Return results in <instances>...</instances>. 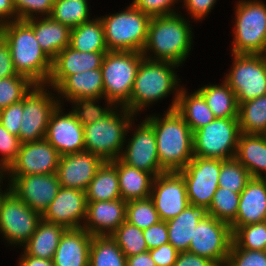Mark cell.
Segmentation results:
<instances>
[{
    "label": "cell",
    "instance_id": "6f0895ef",
    "mask_svg": "<svg viewBox=\"0 0 266 266\" xmlns=\"http://www.w3.org/2000/svg\"><path fill=\"white\" fill-rule=\"evenodd\" d=\"M17 20L14 0H0V26Z\"/></svg>",
    "mask_w": 266,
    "mask_h": 266
},
{
    "label": "cell",
    "instance_id": "9c48e42d",
    "mask_svg": "<svg viewBox=\"0 0 266 266\" xmlns=\"http://www.w3.org/2000/svg\"><path fill=\"white\" fill-rule=\"evenodd\" d=\"M3 186L0 177V234L5 245L20 249L35 232L42 216Z\"/></svg>",
    "mask_w": 266,
    "mask_h": 266
},
{
    "label": "cell",
    "instance_id": "ba28073f",
    "mask_svg": "<svg viewBox=\"0 0 266 266\" xmlns=\"http://www.w3.org/2000/svg\"><path fill=\"white\" fill-rule=\"evenodd\" d=\"M144 56L136 51H107L101 70L103 97L114 106L124 107L130 100L136 74Z\"/></svg>",
    "mask_w": 266,
    "mask_h": 266
},
{
    "label": "cell",
    "instance_id": "74e56055",
    "mask_svg": "<svg viewBox=\"0 0 266 266\" xmlns=\"http://www.w3.org/2000/svg\"><path fill=\"white\" fill-rule=\"evenodd\" d=\"M90 6L81 0H55L50 17L71 29L92 18Z\"/></svg>",
    "mask_w": 266,
    "mask_h": 266
},
{
    "label": "cell",
    "instance_id": "cb8c5ba5",
    "mask_svg": "<svg viewBox=\"0 0 266 266\" xmlns=\"http://www.w3.org/2000/svg\"><path fill=\"white\" fill-rule=\"evenodd\" d=\"M266 221V181L252 177L240 193L236 219L230 224L232 233L239 227Z\"/></svg>",
    "mask_w": 266,
    "mask_h": 266
},
{
    "label": "cell",
    "instance_id": "d6986e66",
    "mask_svg": "<svg viewBox=\"0 0 266 266\" xmlns=\"http://www.w3.org/2000/svg\"><path fill=\"white\" fill-rule=\"evenodd\" d=\"M64 110L63 105H58L51 113L45 136L60 156L85 151L83 125Z\"/></svg>",
    "mask_w": 266,
    "mask_h": 266
},
{
    "label": "cell",
    "instance_id": "681fc988",
    "mask_svg": "<svg viewBox=\"0 0 266 266\" xmlns=\"http://www.w3.org/2000/svg\"><path fill=\"white\" fill-rule=\"evenodd\" d=\"M179 3L181 0H132L131 4L150 17H158L179 13Z\"/></svg>",
    "mask_w": 266,
    "mask_h": 266
},
{
    "label": "cell",
    "instance_id": "5b68a950",
    "mask_svg": "<svg viewBox=\"0 0 266 266\" xmlns=\"http://www.w3.org/2000/svg\"><path fill=\"white\" fill-rule=\"evenodd\" d=\"M136 117L125 107L115 106L99 121L83 126L85 151L104 161L119 159L125 143L128 127Z\"/></svg>",
    "mask_w": 266,
    "mask_h": 266
},
{
    "label": "cell",
    "instance_id": "91938a15",
    "mask_svg": "<svg viewBox=\"0 0 266 266\" xmlns=\"http://www.w3.org/2000/svg\"><path fill=\"white\" fill-rule=\"evenodd\" d=\"M126 266H156L150 252L146 251L137 255L126 257Z\"/></svg>",
    "mask_w": 266,
    "mask_h": 266
},
{
    "label": "cell",
    "instance_id": "e0dca14e",
    "mask_svg": "<svg viewBox=\"0 0 266 266\" xmlns=\"http://www.w3.org/2000/svg\"><path fill=\"white\" fill-rule=\"evenodd\" d=\"M150 199L162 221L178 216L190 205L186 185L178 172H165L154 178Z\"/></svg>",
    "mask_w": 266,
    "mask_h": 266
},
{
    "label": "cell",
    "instance_id": "94428289",
    "mask_svg": "<svg viewBox=\"0 0 266 266\" xmlns=\"http://www.w3.org/2000/svg\"><path fill=\"white\" fill-rule=\"evenodd\" d=\"M81 1H84V2H86V3H90L89 0H81Z\"/></svg>",
    "mask_w": 266,
    "mask_h": 266
},
{
    "label": "cell",
    "instance_id": "ab89813d",
    "mask_svg": "<svg viewBox=\"0 0 266 266\" xmlns=\"http://www.w3.org/2000/svg\"><path fill=\"white\" fill-rule=\"evenodd\" d=\"M126 257L137 255L148 250L143 229L125 221L110 235Z\"/></svg>",
    "mask_w": 266,
    "mask_h": 266
},
{
    "label": "cell",
    "instance_id": "d4e9b609",
    "mask_svg": "<svg viewBox=\"0 0 266 266\" xmlns=\"http://www.w3.org/2000/svg\"><path fill=\"white\" fill-rule=\"evenodd\" d=\"M92 238L84 228L67 229L53 256L54 266H89Z\"/></svg>",
    "mask_w": 266,
    "mask_h": 266
},
{
    "label": "cell",
    "instance_id": "277c9868",
    "mask_svg": "<svg viewBox=\"0 0 266 266\" xmlns=\"http://www.w3.org/2000/svg\"><path fill=\"white\" fill-rule=\"evenodd\" d=\"M0 35L9 45L15 71L34 84H47L52 59L40 47L33 28L25 20H15L1 25Z\"/></svg>",
    "mask_w": 266,
    "mask_h": 266
},
{
    "label": "cell",
    "instance_id": "680465c9",
    "mask_svg": "<svg viewBox=\"0 0 266 266\" xmlns=\"http://www.w3.org/2000/svg\"><path fill=\"white\" fill-rule=\"evenodd\" d=\"M17 266H54L52 259H43L27 255L21 250Z\"/></svg>",
    "mask_w": 266,
    "mask_h": 266
},
{
    "label": "cell",
    "instance_id": "7402d4cb",
    "mask_svg": "<svg viewBox=\"0 0 266 266\" xmlns=\"http://www.w3.org/2000/svg\"><path fill=\"white\" fill-rule=\"evenodd\" d=\"M127 201L122 198L87 202L86 218L82 228L92 236H110L126 221Z\"/></svg>",
    "mask_w": 266,
    "mask_h": 266
},
{
    "label": "cell",
    "instance_id": "f1b7e54d",
    "mask_svg": "<svg viewBox=\"0 0 266 266\" xmlns=\"http://www.w3.org/2000/svg\"><path fill=\"white\" fill-rule=\"evenodd\" d=\"M235 159L254 178L266 177V135L240 133Z\"/></svg>",
    "mask_w": 266,
    "mask_h": 266
},
{
    "label": "cell",
    "instance_id": "11a10c76",
    "mask_svg": "<svg viewBox=\"0 0 266 266\" xmlns=\"http://www.w3.org/2000/svg\"><path fill=\"white\" fill-rule=\"evenodd\" d=\"M16 74L9 45L0 35V79L12 77Z\"/></svg>",
    "mask_w": 266,
    "mask_h": 266
},
{
    "label": "cell",
    "instance_id": "ac0fdd59",
    "mask_svg": "<svg viewBox=\"0 0 266 266\" xmlns=\"http://www.w3.org/2000/svg\"><path fill=\"white\" fill-rule=\"evenodd\" d=\"M60 155L45 139L21 143L15 161L2 175L54 174Z\"/></svg>",
    "mask_w": 266,
    "mask_h": 266
},
{
    "label": "cell",
    "instance_id": "9a60e30c",
    "mask_svg": "<svg viewBox=\"0 0 266 266\" xmlns=\"http://www.w3.org/2000/svg\"><path fill=\"white\" fill-rule=\"evenodd\" d=\"M221 160L194 156L178 173L183 177L189 203L209 208L218 189Z\"/></svg>",
    "mask_w": 266,
    "mask_h": 266
},
{
    "label": "cell",
    "instance_id": "f6af8a7d",
    "mask_svg": "<svg viewBox=\"0 0 266 266\" xmlns=\"http://www.w3.org/2000/svg\"><path fill=\"white\" fill-rule=\"evenodd\" d=\"M233 243L246 250L266 249V221L237 228L232 233Z\"/></svg>",
    "mask_w": 266,
    "mask_h": 266
},
{
    "label": "cell",
    "instance_id": "7c38bea8",
    "mask_svg": "<svg viewBox=\"0 0 266 266\" xmlns=\"http://www.w3.org/2000/svg\"><path fill=\"white\" fill-rule=\"evenodd\" d=\"M55 93V89L46 84H35L24 96L19 131L21 143L45 138L51 113L59 105Z\"/></svg>",
    "mask_w": 266,
    "mask_h": 266
},
{
    "label": "cell",
    "instance_id": "52a82bcc",
    "mask_svg": "<svg viewBox=\"0 0 266 266\" xmlns=\"http://www.w3.org/2000/svg\"><path fill=\"white\" fill-rule=\"evenodd\" d=\"M108 51L142 52L151 17L131 3L121 11L100 16Z\"/></svg>",
    "mask_w": 266,
    "mask_h": 266
},
{
    "label": "cell",
    "instance_id": "484cf974",
    "mask_svg": "<svg viewBox=\"0 0 266 266\" xmlns=\"http://www.w3.org/2000/svg\"><path fill=\"white\" fill-rule=\"evenodd\" d=\"M55 91L59 105L63 106L65 102L77 97H103L102 70L92 69L69 75Z\"/></svg>",
    "mask_w": 266,
    "mask_h": 266
},
{
    "label": "cell",
    "instance_id": "816d5d0a",
    "mask_svg": "<svg viewBox=\"0 0 266 266\" xmlns=\"http://www.w3.org/2000/svg\"><path fill=\"white\" fill-rule=\"evenodd\" d=\"M23 114V99L22 101L11 104L10 106L0 110V123L9 133L19 137L21 120Z\"/></svg>",
    "mask_w": 266,
    "mask_h": 266
},
{
    "label": "cell",
    "instance_id": "7dc6e473",
    "mask_svg": "<svg viewBox=\"0 0 266 266\" xmlns=\"http://www.w3.org/2000/svg\"><path fill=\"white\" fill-rule=\"evenodd\" d=\"M55 0H14L17 20L50 16Z\"/></svg>",
    "mask_w": 266,
    "mask_h": 266
},
{
    "label": "cell",
    "instance_id": "5bb4252c",
    "mask_svg": "<svg viewBox=\"0 0 266 266\" xmlns=\"http://www.w3.org/2000/svg\"><path fill=\"white\" fill-rule=\"evenodd\" d=\"M232 242L230 224L209 215L196 226L188 252L225 266Z\"/></svg>",
    "mask_w": 266,
    "mask_h": 266
},
{
    "label": "cell",
    "instance_id": "ffe728a7",
    "mask_svg": "<svg viewBox=\"0 0 266 266\" xmlns=\"http://www.w3.org/2000/svg\"><path fill=\"white\" fill-rule=\"evenodd\" d=\"M86 211V191L61 187L42 215V219L49 223L60 224L67 229H77L82 228Z\"/></svg>",
    "mask_w": 266,
    "mask_h": 266
},
{
    "label": "cell",
    "instance_id": "9f6ffc18",
    "mask_svg": "<svg viewBox=\"0 0 266 266\" xmlns=\"http://www.w3.org/2000/svg\"><path fill=\"white\" fill-rule=\"evenodd\" d=\"M173 266H217L213 261L190 253L188 251L179 252Z\"/></svg>",
    "mask_w": 266,
    "mask_h": 266
},
{
    "label": "cell",
    "instance_id": "f907efd6",
    "mask_svg": "<svg viewBox=\"0 0 266 266\" xmlns=\"http://www.w3.org/2000/svg\"><path fill=\"white\" fill-rule=\"evenodd\" d=\"M217 2L218 0H181L182 7L179 6V9L183 8L186 10L188 14L183 15L188 19L191 17L193 22L196 21L197 23L201 21L202 23L208 17L209 13L212 12Z\"/></svg>",
    "mask_w": 266,
    "mask_h": 266
},
{
    "label": "cell",
    "instance_id": "8992f818",
    "mask_svg": "<svg viewBox=\"0 0 266 266\" xmlns=\"http://www.w3.org/2000/svg\"><path fill=\"white\" fill-rule=\"evenodd\" d=\"M232 54L266 55V3L262 0L234 2Z\"/></svg>",
    "mask_w": 266,
    "mask_h": 266
},
{
    "label": "cell",
    "instance_id": "1f68e13d",
    "mask_svg": "<svg viewBox=\"0 0 266 266\" xmlns=\"http://www.w3.org/2000/svg\"><path fill=\"white\" fill-rule=\"evenodd\" d=\"M188 90L186 84L181 87L175 110L194 132L212 122L216 117L206 104L204 97L197 90L193 92Z\"/></svg>",
    "mask_w": 266,
    "mask_h": 266
},
{
    "label": "cell",
    "instance_id": "d590c367",
    "mask_svg": "<svg viewBox=\"0 0 266 266\" xmlns=\"http://www.w3.org/2000/svg\"><path fill=\"white\" fill-rule=\"evenodd\" d=\"M238 121L241 133L266 135V94L240 103Z\"/></svg>",
    "mask_w": 266,
    "mask_h": 266
},
{
    "label": "cell",
    "instance_id": "60d3db41",
    "mask_svg": "<svg viewBox=\"0 0 266 266\" xmlns=\"http://www.w3.org/2000/svg\"><path fill=\"white\" fill-rule=\"evenodd\" d=\"M239 200V193L218 187L208 208V213L217 220L231 224L236 219Z\"/></svg>",
    "mask_w": 266,
    "mask_h": 266
},
{
    "label": "cell",
    "instance_id": "4dcf8cb0",
    "mask_svg": "<svg viewBox=\"0 0 266 266\" xmlns=\"http://www.w3.org/2000/svg\"><path fill=\"white\" fill-rule=\"evenodd\" d=\"M66 230L67 228L60 224L49 223L41 219L35 232L21 249L29 256L53 259L60 239Z\"/></svg>",
    "mask_w": 266,
    "mask_h": 266
},
{
    "label": "cell",
    "instance_id": "f5cc1de1",
    "mask_svg": "<svg viewBox=\"0 0 266 266\" xmlns=\"http://www.w3.org/2000/svg\"><path fill=\"white\" fill-rule=\"evenodd\" d=\"M143 236L147 244L148 250L160 247L169 243L168 229L166 221H160L157 224L143 229Z\"/></svg>",
    "mask_w": 266,
    "mask_h": 266
},
{
    "label": "cell",
    "instance_id": "603a6c76",
    "mask_svg": "<svg viewBox=\"0 0 266 266\" xmlns=\"http://www.w3.org/2000/svg\"><path fill=\"white\" fill-rule=\"evenodd\" d=\"M106 52H79L67 46L52 59L48 86L56 89L69 75L101 68Z\"/></svg>",
    "mask_w": 266,
    "mask_h": 266
},
{
    "label": "cell",
    "instance_id": "f35d334b",
    "mask_svg": "<svg viewBox=\"0 0 266 266\" xmlns=\"http://www.w3.org/2000/svg\"><path fill=\"white\" fill-rule=\"evenodd\" d=\"M103 100L102 107L100 103ZM68 103L72 106L70 112L83 126L99 121L115 107L104 97H77Z\"/></svg>",
    "mask_w": 266,
    "mask_h": 266
},
{
    "label": "cell",
    "instance_id": "8fae6325",
    "mask_svg": "<svg viewBox=\"0 0 266 266\" xmlns=\"http://www.w3.org/2000/svg\"><path fill=\"white\" fill-rule=\"evenodd\" d=\"M224 80L236 95L238 105L266 94V55L232 54ZM226 74V75H225Z\"/></svg>",
    "mask_w": 266,
    "mask_h": 266
},
{
    "label": "cell",
    "instance_id": "c3c4849f",
    "mask_svg": "<svg viewBox=\"0 0 266 266\" xmlns=\"http://www.w3.org/2000/svg\"><path fill=\"white\" fill-rule=\"evenodd\" d=\"M225 266H266V251L238 248L232 242Z\"/></svg>",
    "mask_w": 266,
    "mask_h": 266
},
{
    "label": "cell",
    "instance_id": "30bf717a",
    "mask_svg": "<svg viewBox=\"0 0 266 266\" xmlns=\"http://www.w3.org/2000/svg\"><path fill=\"white\" fill-rule=\"evenodd\" d=\"M240 133L238 118H215L193 132V154L220 160L235 158Z\"/></svg>",
    "mask_w": 266,
    "mask_h": 266
},
{
    "label": "cell",
    "instance_id": "e575fe53",
    "mask_svg": "<svg viewBox=\"0 0 266 266\" xmlns=\"http://www.w3.org/2000/svg\"><path fill=\"white\" fill-rule=\"evenodd\" d=\"M87 202L109 201L121 198L117 168L105 161L86 190Z\"/></svg>",
    "mask_w": 266,
    "mask_h": 266
},
{
    "label": "cell",
    "instance_id": "b9f144b4",
    "mask_svg": "<svg viewBox=\"0 0 266 266\" xmlns=\"http://www.w3.org/2000/svg\"><path fill=\"white\" fill-rule=\"evenodd\" d=\"M251 178L249 171L235 158L221 160V171L218 177L219 187L240 194Z\"/></svg>",
    "mask_w": 266,
    "mask_h": 266
},
{
    "label": "cell",
    "instance_id": "44dd1931",
    "mask_svg": "<svg viewBox=\"0 0 266 266\" xmlns=\"http://www.w3.org/2000/svg\"><path fill=\"white\" fill-rule=\"evenodd\" d=\"M104 162L88 151L60 156L56 171L58 181L61 187L86 191Z\"/></svg>",
    "mask_w": 266,
    "mask_h": 266
},
{
    "label": "cell",
    "instance_id": "bcb514c9",
    "mask_svg": "<svg viewBox=\"0 0 266 266\" xmlns=\"http://www.w3.org/2000/svg\"><path fill=\"white\" fill-rule=\"evenodd\" d=\"M20 146L19 137L9 133L0 123V175L15 161Z\"/></svg>",
    "mask_w": 266,
    "mask_h": 266
},
{
    "label": "cell",
    "instance_id": "7bdbcfd3",
    "mask_svg": "<svg viewBox=\"0 0 266 266\" xmlns=\"http://www.w3.org/2000/svg\"><path fill=\"white\" fill-rule=\"evenodd\" d=\"M35 84L26 76L16 74L0 79V110L22 101Z\"/></svg>",
    "mask_w": 266,
    "mask_h": 266
},
{
    "label": "cell",
    "instance_id": "f546056e",
    "mask_svg": "<svg viewBox=\"0 0 266 266\" xmlns=\"http://www.w3.org/2000/svg\"><path fill=\"white\" fill-rule=\"evenodd\" d=\"M118 173L121 198L125 201L150 197L154 176L123 163L120 159L110 161Z\"/></svg>",
    "mask_w": 266,
    "mask_h": 266
},
{
    "label": "cell",
    "instance_id": "836d02e7",
    "mask_svg": "<svg viewBox=\"0 0 266 266\" xmlns=\"http://www.w3.org/2000/svg\"><path fill=\"white\" fill-rule=\"evenodd\" d=\"M69 46L79 52H107L104 28L100 17L71 28Z\"/></svg>",
    "mask_w": 266,
    "mask_h": 266
},
{
    "label": "cell",
    "instance_id": "2e32d148",
    "mask_svg": "<svg viewBox=\"0 0 266 266\" xmlns=\"http://www.w3.org/2000/svg\"><path fill=\"white\" fill-rule=\"evenodd\" d=\"M8 189L41 216L54 200L61 185L56 173L33 175H1Z\"/></svg>",
    "mask_w": 266,
    "mask_h": 266
},
{
    "label": "cell",
    "instance_id": "8d00e7d4",
    "mask_svg": "<svg viewBox=\"0 0 266 266\" xmlns=\"http://www.w3.org/2000/svg\"><path fill=\"white\" fill-rule=\"evenodd\" d=\"M89 266H126V256L111 236H93Z\"/></svg>",
    "mask_w": 266,
    "mask_h": 266
},
{
    "label": "cell",
    "instance_id": "3957f363",
    "mask_svg": "<svg viewBox=\"0 0 266 266\" xmlns=\"http://www.w3.org/2000/svg\"><path fill=\"white\" fill-rule=\"evenodd\" d=\"M145 119L153 126L158 158L165 172H179L194 157L193 132L176 111L150 114Z\"/></svg>",
    "mask_w": 266,
    "mask_h": 266
},
{
    "label": "cell",
    "instance_id": "ee69618b",
    "mask_svg": "<svg viewBox=\"0 0 266 266\" xmlns=\"http://www.w3.org/2000/svg\"><path fill=\"white\" fill-rule=\"evenodd\" d=\"M126 221L140 229H146L161 220L153 201L149 197L127 201Z\"/></svg>",
    "mask_w": 266,
    "mask_h": 266
},
{
    "label": "cell",
    "instance_id": "83f0119b",
    "mask_svg": "<svg viewBox=\"0 0 266 266\" xmlns=\"http://www.w3.org/2000/svg\"><path fill=\"white\" fill-rule=\"evenodd\" d=\"M208 216V209L204 206H187L178 216L166 221L169 243L178 252L188 251L196 226Z\"/></svg>",
    "mask_w": 266,
    "mask_h": 266
},
{
    "label": "cell",
    "instance_id": "db71d44e",
    "mask_svg": "<svg viewBox=\"0 0 266 266\" xmlns=\"http://www.w3.org/2000/svg\"><path fill=\"white\" fill-rule=\"evenodd\" d=\"M151 258L156 266H173L176 262L179 252L170 243L149 250Z\"/></svg>",
    "mask_w": 266,
    "mask_h": 266
},
{
    "label": "cell",
    "instance_id": "4316f807",
    "mask_svg": "<svg viewBox=\"0 0 266 266\" xmlns=\"http://www.w3.org/2000/svg\"><path fill=\"white\" fill-rule=\"evenodd\" d=\"M25 21L33 28L37 42L51 59L69 46L71 29L67 25L53 20L50 16Z\"/></svg>",
    "mask_w": 266,
    "mask_h": 266
},
{
    "label": "cell",
    "instance_id": "7a4b0ae2",
    "mask_svg": "<svg viewBox=\"0 0 266 266\" xmlns=\"http://www.w3.org/2000/svg\"><path fill=\"white\" fill-rule=\"evenodd\" d=\"M181 11L167 16L151 17L147 40L142 50L144 58L154 61H168L184 65L194 47L193 21ZM193 29V30H192Z\"/></svg>",
    "mask_w": 266,
    "mask_h": 266
},
{
    "label": "cell",
    "instance_id": "d6a6232c",
    "mask_svg": "<svg viewBox=\"0 0 266 266\" xmlns=\"http://www.w3.org/2000/svg\"><path fill=\"white\" fill-rule=\"evenodd\" d=\"M208 84L196 90L204 97L214 116L216 118H238L239 105L230 86L224 80L219 84Z\"/></svg>",
    "mask_w": 266,
    "mask_h": 266
},
{
    "label": "cell",
    "instance_id": "4fadbf2b",
    "mask_svg": "<svg viewBox=\"0 0 266 266\" xmlns=\"http://www.w3.org/2000/svg\"><path fill=\"white\" fill-rule=\"evenodd\" d=\"M137 118V116L134 117L128 127L127 134L133 132L130 135L131 137L126 135L127 139H125L119 159L131 167L138 168L156 177L165 173V171L159 163L154 129L145 118L136 125L135 120L137 122Z\"/></svg>",
    "mask_w": 266,
    "mask_h": 266
},
{
    "label": "cell",
    "instance_id": "6da1fadb",
    "mask_svg": "<svg viewBox=\"0 0 266 266\" xmlns=\"http://www.w3.org/2000/svg\"><path fill=\"white\" fill-rule=\"evenodd\" d=\"M181 66L168 61H154L144 58L138 68L129 102L124 106L129 112L140 116L156 103L173 99L166 111L175 110L182 87L179 73ZM176 69H178L176 71Z\"/></svg>",
    "mask_w": 266,
    "mask_h": 266
}]
</instances>
